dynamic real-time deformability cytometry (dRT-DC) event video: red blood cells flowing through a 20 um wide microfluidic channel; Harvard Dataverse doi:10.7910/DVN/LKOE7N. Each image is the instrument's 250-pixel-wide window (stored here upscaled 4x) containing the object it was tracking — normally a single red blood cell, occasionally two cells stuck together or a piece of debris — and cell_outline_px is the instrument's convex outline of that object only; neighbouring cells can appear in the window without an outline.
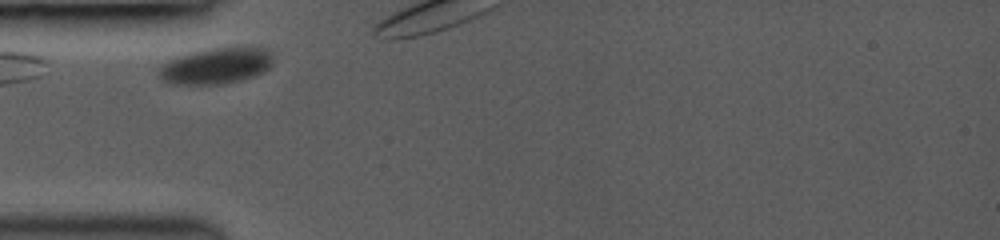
{"species": "common noctule bat (a hibernating species)", "species_latin": "Nyctalus noctula", "temperature_condition": "room temperature", "stored_images_in_passage": 4, "camera_frame_rate_fps": 3000, "um_per_image_px": 0.085, "animal": {"sex": "female", "body_mass_g": 19.0, "forearm_length_mm": 53.3}, "frame": {"image": 1, "passage_image": 1, "time_ms": 0.0, "image_size_px": [1000, 240], "cell_outline_px": [[272, 64], [264, 72], [240, 80], [220, 84], [168, 84], [160, 76], [160, 68], [168, 60], [180, 56], [196, 52], [216, 48], [264, 48], [272, 52]], "centroid_in_image_um": [18.39, 5.61], "position_along_channel_um": 66.6, "area_um2": 23.41}}
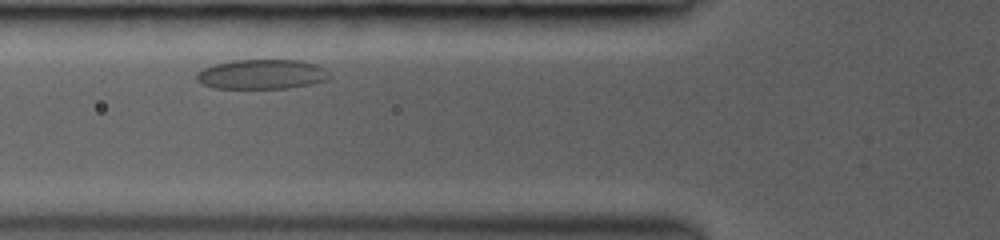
{"frame": {"image": 2, "passage_image": 3, "time_ms": 2.0, "image_size_px": [1000, 240], "cell_outline_px": [[332, 76], [328, 80], [312, 84], [288, 88], [212, 88], [196, 80], [196, 72], [204, 68], [216, 64], [232, 60], [300, 60], [316, 64], [324, 68]], "centroid_in_image_um": [22.28, 6.31], "position_along_channel_um": 103.5, "area_um2": 23.12}}